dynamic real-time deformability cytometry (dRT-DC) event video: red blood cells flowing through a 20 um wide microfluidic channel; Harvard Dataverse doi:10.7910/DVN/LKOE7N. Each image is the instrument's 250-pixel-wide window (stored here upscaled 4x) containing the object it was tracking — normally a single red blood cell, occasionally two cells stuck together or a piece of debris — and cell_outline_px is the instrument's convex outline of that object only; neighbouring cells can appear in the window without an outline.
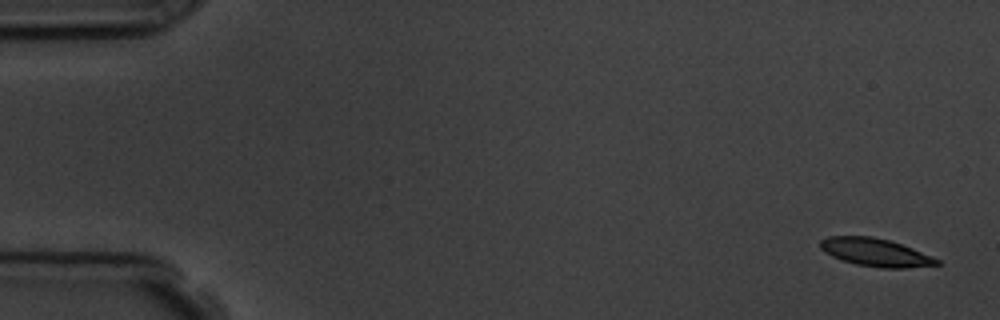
{"species": "common noctule bat (a hibernating species)", "species_latin": "Nyctalus noctula", "temperature_condition": "room temperature", "stored_images_in_passage": 6, "camera_frame_rate_fps": 3000, "um_per_image_px": 0.085, "animal": {"sex": "male", "body_mass_g": 19.5, "forearm_length_mm": 54.6}, "frame": {"image": 1, "passage_image": 1, "time_ms": 0.0, "image_size_px": [1000, 320], "cell_outline_px": [[940, 264], [904, 268], [880, 268], [856, 264], [832, 256], [824, 252], [820, 248], [820, 240], [828, 236], [872, 236], [888, 240], [912, 248], [932, 256], [940, 260]], "centroid_in_image_um": [74.4, 21.45], "position_along_channel_um": 10.6, "area_um2": 18.84}}
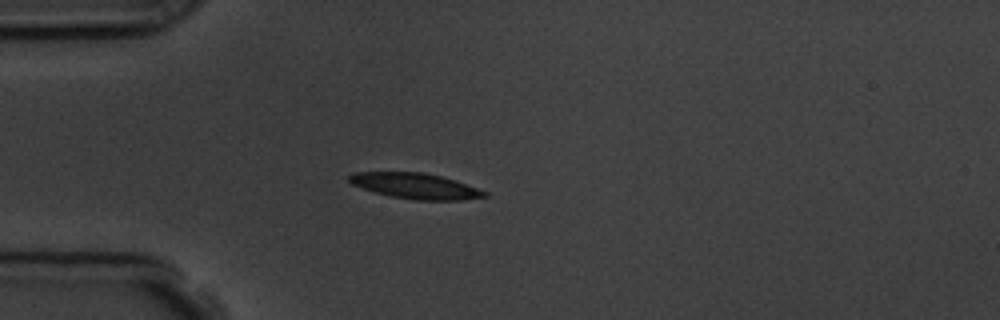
{"frame": {"image": 2, "passage_image": 4, "time_ms": 4.333, "image_size_px": [1000, 320], "cell_outline_px": [[488, 196], [460, 200], [416, 200], [392, 196], [372, 192], [352, 184], [348, 180], [348, 176], [352, 172], [424, 172], [456, 180], [488, 192]], "centroid_in_image_um": [35.3, 15.8], "position_along_channel_um": 49.7, "area_um2": 20.23}}